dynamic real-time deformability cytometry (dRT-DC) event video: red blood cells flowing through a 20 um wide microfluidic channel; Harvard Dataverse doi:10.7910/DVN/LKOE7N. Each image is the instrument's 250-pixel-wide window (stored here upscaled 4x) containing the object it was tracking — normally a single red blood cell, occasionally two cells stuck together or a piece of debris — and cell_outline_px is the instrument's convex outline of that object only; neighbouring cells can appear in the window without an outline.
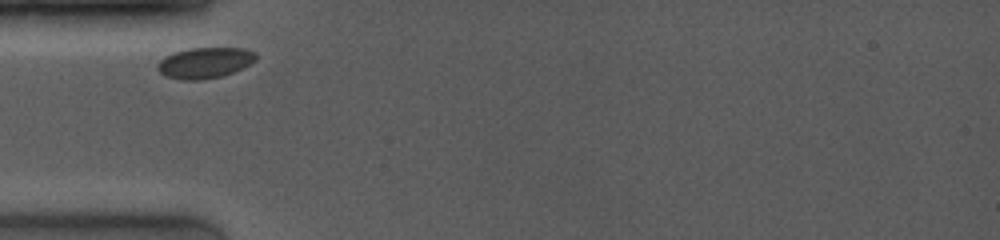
{"species": "common noctule bat (a hibernating species)", "species_latin": "Nyctalus noctula", "temperature_condition": "room temperature", "stored_images_in_passage": 21, "camera_frame_rate_fps": 4000, "um_per_image_px": 0.085, "animal": {"sex": "female", "body_mass_g": 19.0, "forearm_length_mm": 53.3}, "frame": {"image": 1, "passage_image": 1, "time_ms": 0.0, "image_size_px": [1000, 240], "cell_outline_px": [[256, 60], [232, 72], [220, 76], [200, 80], [184, 80], [164, 76], [156, 68], [156, 64], [164, 56], [176, 52], [192, 48], [244, 48], [256, 52]], "centroid_in_image_um": [17.37, 5.33], "position_along_channel_um": 67.6, "area_um2": 17.51}}
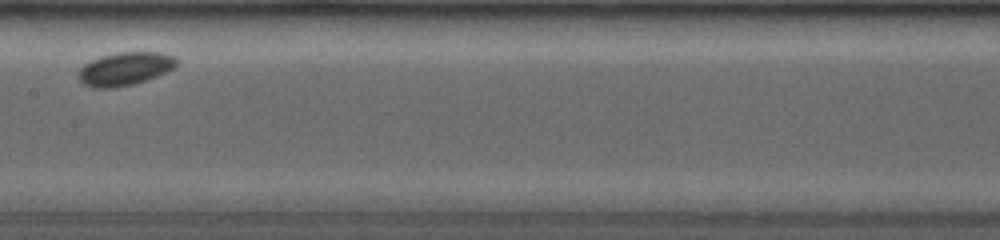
{"frame": {"image": 2, "passage_image": 7, "time_ms": 3.5, "image_size_px": [1000, 240], "cell_outline_px": [[176, 64], [172, 68], [156, 76], [132, 84], [112, 88], [92, 88], [84, 84], [76, 76], [76, 72], [84, 64], [100, 56], [116, 52], [160, 52], [176, 56]], "centroid_in_image_um": [10.56, 5.84], "position_along_channel_um": 196.8, "area_um2": 18.96}}
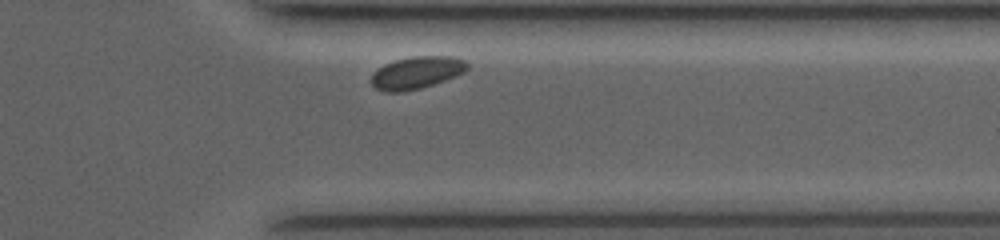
{"frame": {"image": 3, "passage_image": 19, "time_ms": 8.25, "image_size_px": [1000, 240], "cell_outline_px": [[468, 68], [464, 72], [456, 76], [420, 88], [400, 92], [388, 92], [376, 88], [372, 84], [372, 72], [376, 68], [384, 64], [396, 60], [412, 56], [456, 56], [468, 60]], "centroid_in_image_um": [35.44, 6.15], "position_along_channel_um": 376.0, "area_um2": 18.15}}